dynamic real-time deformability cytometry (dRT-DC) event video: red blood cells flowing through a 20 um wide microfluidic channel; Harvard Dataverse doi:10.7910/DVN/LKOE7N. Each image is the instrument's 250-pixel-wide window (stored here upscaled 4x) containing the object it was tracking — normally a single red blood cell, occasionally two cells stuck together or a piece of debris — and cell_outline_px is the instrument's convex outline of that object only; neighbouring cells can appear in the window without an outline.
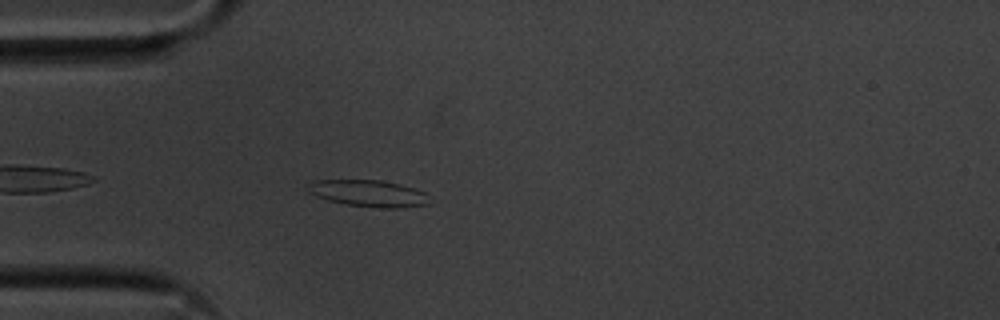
{"species": "common noctule bat (a hibernating species)", "species_latin": "Nyctalus noctula", "temperature_condition": "cold", "stored_images_in_passage": 44, "camera_frame_rate_fps": 3000, "um_per_image_px": 0.085, "animal": {"sex": "male", "body_mass_g": 20.1, "forearm_length_mm": 53.5}, "frame": {"image": 1, "passage_image": 4, "time_ms": 1.0, "image_size_px": [1000, 320], "cell_outline_px": [[432, 204], [404, 208], [380, 208], [344, 204], [328, 200], [316, 196], [308, 192], [308, 184], [312, 180], [380, 180], [400, 184], [424, 192]], "centroid_in_image_um": [31.33, 16.45], "position_along_channel_um": 53.7, "area_um2": 19.02}}
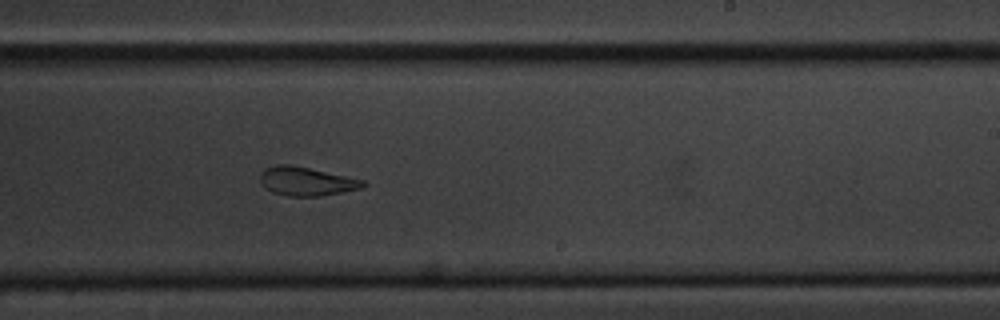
{"frame": {"image": 2, "passage_image": 22, "time_ms": 7.0, "image_size_px": [1000, 320], "cell_outline_px": [[368, 184], [364, 188], [320, 196], [288, 196], [272, 192], [260, 180], [260, 172], [264, 168], [276, 164], [292, 164], [364, 180]], "centroid_in_image_um": [26.06, 15.4], "position_along_channel_um": 262.9, "area_um2": 17.28}}
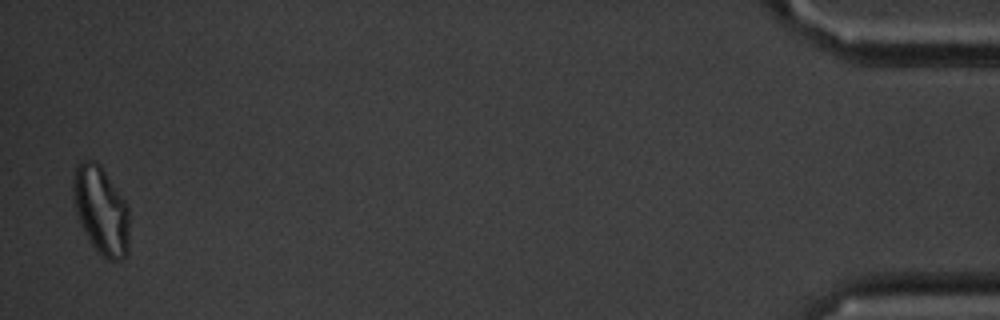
{"frame": {"image": 3, "passage_image": 43, "time_ms": 14.0, "image_size_px": [1000, 320], "cell_outline_px": [[128, 252], [120, 260], [108, 260], [100, 256], [84, 232], [80, 224], [76, 212], [72, 196], [72, 180], [76, 164], [84, 160], [96, 160], [100, 164], [128, 204]], "centroid_in_image_um": [8.57, 17.85], "position_along_channel_um": 426.6, "area_um2": 29.13}, "authors_computed_cell_mechanics": {"area_um2": 18.6116, "velocity_mm_per_s": 3.5972, "shape_relaxation_time_tau1_ms": 7.1984, "shape_relaxation_time_tau2_ms": 1.8789, "deformation_change_tau1": 0.1858, "deformation_change_tau2": 0.0734}}